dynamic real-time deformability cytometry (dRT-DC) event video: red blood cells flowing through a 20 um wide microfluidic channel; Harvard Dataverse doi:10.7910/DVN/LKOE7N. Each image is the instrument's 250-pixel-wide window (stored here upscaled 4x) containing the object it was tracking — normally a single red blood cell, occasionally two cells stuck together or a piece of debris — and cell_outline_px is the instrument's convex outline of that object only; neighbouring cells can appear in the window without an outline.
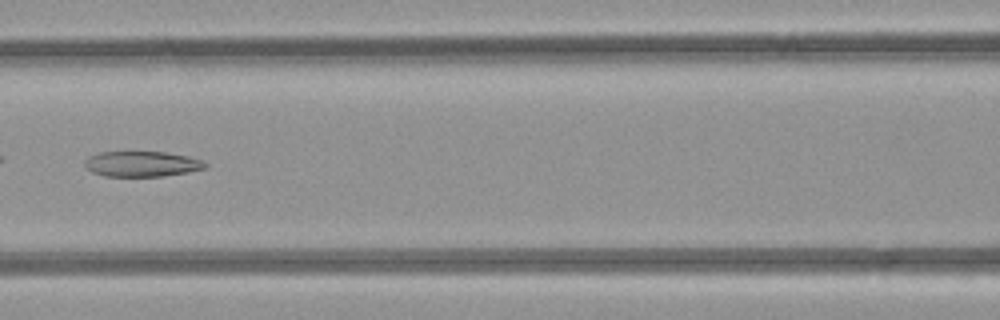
{"species": "common noctule bat (a hibernating species)", "species_latin": "Nyctalus noctula", "temperature_condition": "room temperature", "stored_images_in_passage": 6, "camera_frame_rate_fps": 3000, "um_per_image_px": 0.085, "animal": {"sex": "female", "body_mass_g": 21.9}, "frame": {"image": 1, "passage_image": 6, "time_ms": 5.667, "image_size_px": [1000, 320], "cell_outline_px": [[208, 164], [204, 168], [188, 172], [160, 176], [104, 176], [92, 172], [84, 164], [84, 160], [88, 156], [100, 152], [164, 152], [188, 156], [200, 160]], "centroid_in_image_um": [12.02, 13.93], "position_along_channel_um": 154.6, "area_um2": 17.69}}